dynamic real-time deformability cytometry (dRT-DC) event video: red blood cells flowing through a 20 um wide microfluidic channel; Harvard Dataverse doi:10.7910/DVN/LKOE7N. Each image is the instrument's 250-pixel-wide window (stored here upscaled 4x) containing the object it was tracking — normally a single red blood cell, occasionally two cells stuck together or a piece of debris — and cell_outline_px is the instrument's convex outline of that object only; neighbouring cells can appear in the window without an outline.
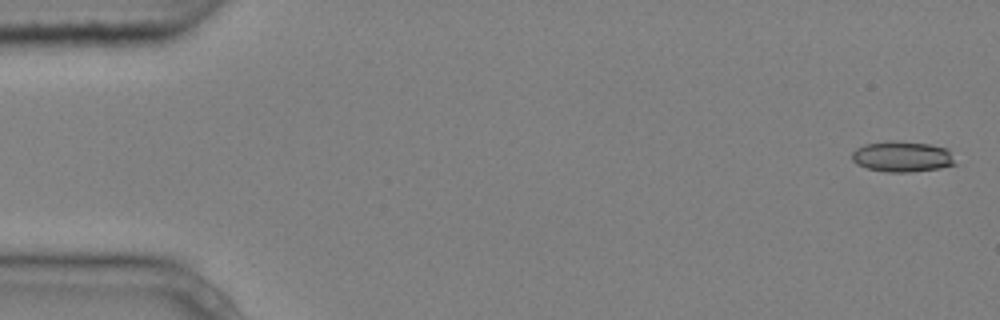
{"species": "common noctule bat (a hibernating species)", "species_latin": "Nyctalus noctula", "temperature_condition": "cold", "stored_images_in_passage": 13, "camera_frame_rate_fps": 3000, "um_per_image_px": 0.085, "animal": {"sex": "male", "body_mass_g": 20.4}, "frame": {"image": 1, "passage_image": 1, "time_ms": 0.0, "image_size_px": [1000, 320], "cell_outline_px": [[956, 164], [940, 168], [908, 172], [884, 172], [868, 168], [856, 164], [852, 160], [852, 152], [856, 148], [864, 144], [888, 140], [896, 140], [932, 144], [948, 148]], "centroid_in_image_um": [76.67, 13.29], "position_along_channel_um": 8.3, "area_um2": 18.73}}